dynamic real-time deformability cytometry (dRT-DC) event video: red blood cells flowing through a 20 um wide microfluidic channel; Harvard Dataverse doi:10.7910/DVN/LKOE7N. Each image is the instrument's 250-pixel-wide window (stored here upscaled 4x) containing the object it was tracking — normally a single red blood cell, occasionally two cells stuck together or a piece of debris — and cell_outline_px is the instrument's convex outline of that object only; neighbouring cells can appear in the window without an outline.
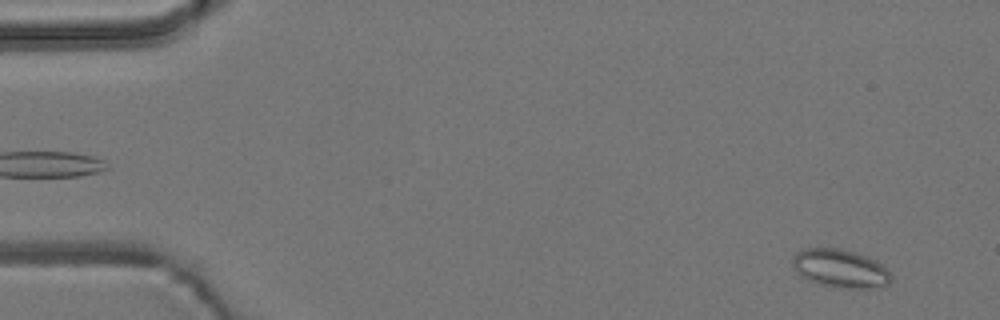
{"species": "common noctule bat (a hibernating species)", "species_latin": "Nyctalus noctula", "temperature_condition": "room temperature", "stored_images_in_passage": 30, "camera_frame_rate_fps": 3000, "um_per_image_px": 0.085, "animal": {"sex": "male", "body_mass_g": 19.2, "forearm_length_mm": 51.8}, "frame": {"image": 1, "passage_image": 3, "time_ms": 0.667, "image_size_px": [1000, 320], "cell_outline_px": [[892, 280], [888, 284], [872, 288], [836, 288], [820, 284], [808, 280], [800, 276], [796, 272], [792, 264], [792, 256], [796, 252], [804, 248], [840, 248], [856, 252], [876, 260], [892, 276]], "centroid_in_image_um": [71.38, 22.82], "position_along_channel_um": 13.6, "area_um2": 22.2}}
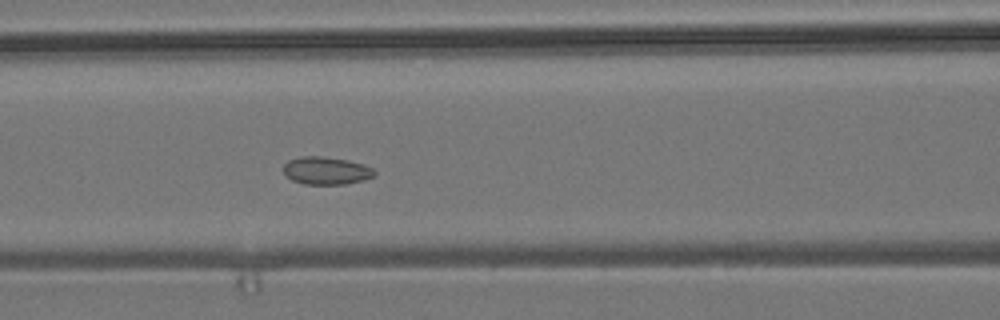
{"frame": {"image": 2, "passage_image": 23, "time_ms": 7.333, "image_size_px": [1000, 320], "cell_outline_px": [[376, 172], [372, 176], [364, 180], [344, 184], [304, 184], [292, 180], [284, 176], [284, 164], [288, 160], [300, 156], [320, 156], [348, 160], [364, 164], [372, 168]], "centroid_in_image_um": [27.7, 14.5], "position_along_channel_um": 138.9, "area_um2": 14.74}}
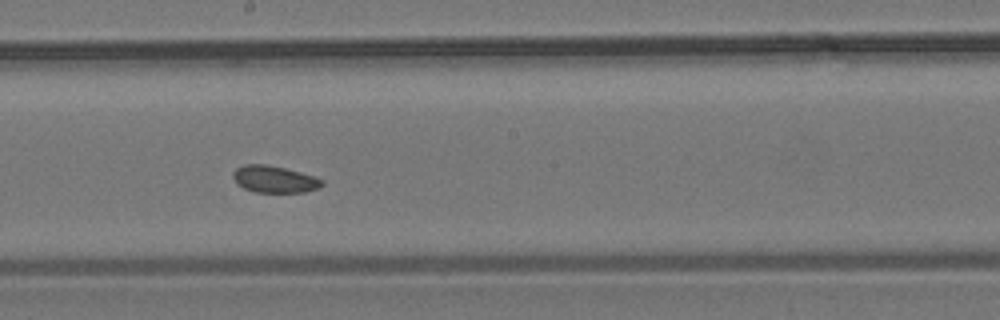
{"frame": {"image": 3, "passage_image": 30, "time_ms": 9.667, "image_size_px": [1000, 320], "cell_outline_px": [[324, 184], [316, 188], [304, 192], [256, 192], [244, 188], [236, 184], [232, 176], [232, 172], [236, 168], [244, 164], [264, 164], [284, 168], [300, 172], [324, 180]], "centroid_in_image_um": [23.27, 15.23], "position_along_channel_um": 224.9, "area_um2": 13.87}}